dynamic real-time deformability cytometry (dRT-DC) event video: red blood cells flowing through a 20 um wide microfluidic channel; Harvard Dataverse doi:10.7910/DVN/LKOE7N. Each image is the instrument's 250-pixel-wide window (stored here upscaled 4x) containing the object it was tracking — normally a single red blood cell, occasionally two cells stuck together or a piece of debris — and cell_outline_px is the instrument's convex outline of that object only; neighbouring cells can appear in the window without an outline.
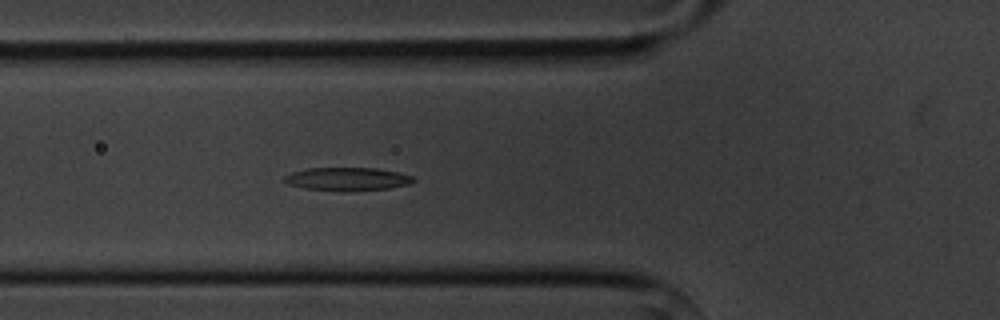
{"species": "common noctule bat (a hibernating species)", "species_latin": "Nyctalus noctula", "temperature_condition": "cold", "stored_images_in_passage": 6, "camera_frame_rate_fps": 3000, "um_per_image_px": 0.085, "animal": {"sex": "male", "body_mass_g": 20.1, "forearm_length_mm": 53.5}, "frame": {"image": 1, "passage_image": 6, "time_ms": 5.667, "image_size_px": [1000, 320], "cell_outline_px": [[416, 180], [408, 184], [388, 188], [304, 188], [288, 184], [284, 180], [284, 176], [292, 172], [308, 168], [376, 168], [400, 172], [412, 176]], "centroid_in_image_um": [29.54, 15.15], "position_along_channel_um": 96.3, "area_um2": 16.3}}